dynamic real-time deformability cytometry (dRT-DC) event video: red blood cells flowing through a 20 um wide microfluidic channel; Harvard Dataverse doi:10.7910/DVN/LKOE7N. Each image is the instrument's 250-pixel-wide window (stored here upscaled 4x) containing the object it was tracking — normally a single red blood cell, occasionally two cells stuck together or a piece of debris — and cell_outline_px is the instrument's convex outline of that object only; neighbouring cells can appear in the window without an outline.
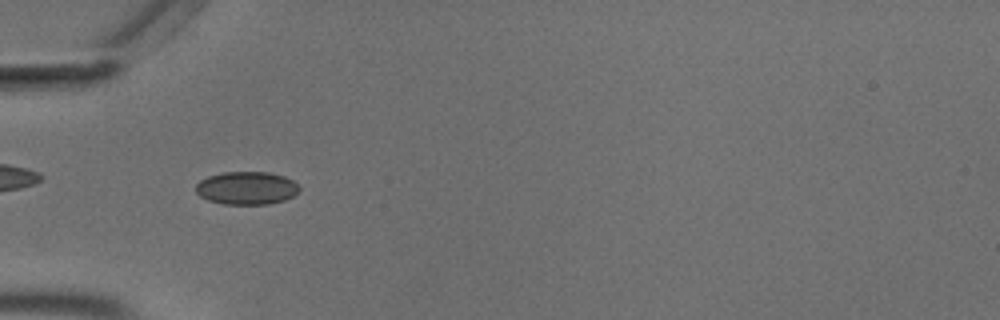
{"species": "common noctule bat (a hibernating species)", "species_latin": "Nyctalus noctula", "temperature_condition": "cold", "stored_images_in_passage": 27, "camera_frame_rate_fps": 3000, "um_per_image_px": 0.085, "animal": {"sex": "male", "body_mass_g": 18.8}, "frame": {"image": 1, "passage_image": 5, "time_ms": 1.333, "image_size_px": [1000, 320], "cell_outline_px": [[300, 192], [284, 200], [268, 204], [224, 204], [208, 200], [200, 196], [196, 192], [196, 184], [200, 180], [208, 176], [224, 172], [268, 172], [284, 176], [292, 180], [300, 188]], "centroid_in_image_um": [20.96, 15.98], "position_along_channel_um": 64.0, "area_um2": 19.88}}
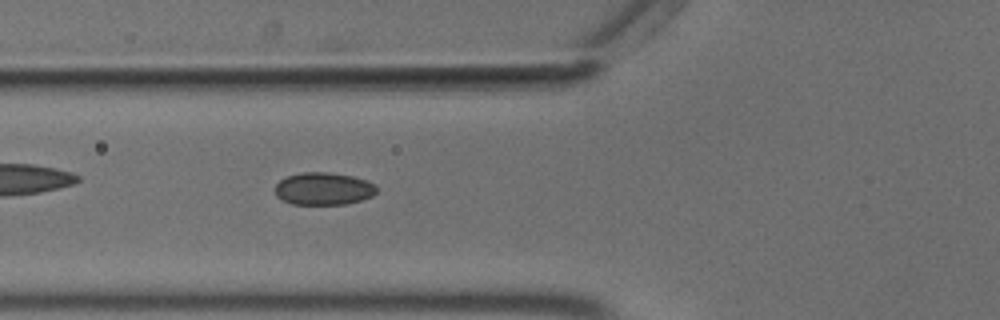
{"frame": {"image": 2, "passage_image": 8, "time_ms": 2.333, "image_size_px": [1000, 320], "cell_outline_px": [[376, 192], [372, 196], [360, 200], [344, 204], [292, 204], [280, 200], [276, 196], [272, 188], [280, 180], [288, 176], [300, 172], [328, 172], [352, 176], [368, 180], [376, 184]], "centroid_in_image_um": [27.46, 16.04], "position_along_channel_um": 98.3, "area_um2": 19.48}}
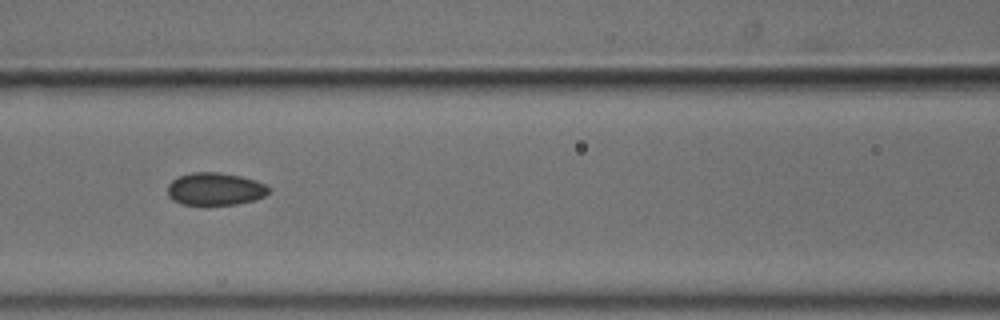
{"frame": {"image": 3, "passage_image": 12, "time_ms": 3.667, "image_size_px": [1000, 320], "cell_outline_px": [[272, 188], [264, 196], [256, 200], [236, 204], [204, 208], [180, 204], [172, 200], [168, 196], [168, 184], [172, 180], [180, 176], [192, 172], [220, 172], [240, 176], [256, 180]], "centroid_in_image_um": [18.26, 16.11], "position_along_channel_um": 148.3, "area_um2": 20.06}}